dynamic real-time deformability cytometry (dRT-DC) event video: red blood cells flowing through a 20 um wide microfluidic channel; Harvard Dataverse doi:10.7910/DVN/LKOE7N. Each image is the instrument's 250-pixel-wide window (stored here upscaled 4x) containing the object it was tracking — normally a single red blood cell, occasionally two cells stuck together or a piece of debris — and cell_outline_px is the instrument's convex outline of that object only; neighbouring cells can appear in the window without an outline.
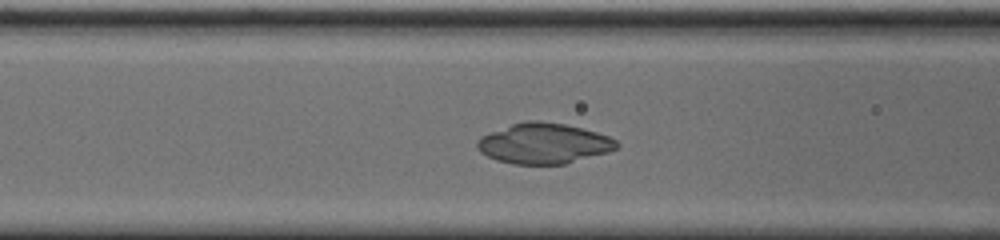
{"species": "common noctule bat (a hibernating species)", "species_latin": "Nyctalus noctula", "temperature_condition": "cold", "stored_images_in_passage": 32, "camera_frame_rate_fps": 3000, "um_per_image_px": 0.085, "animal": {"sex": "male", "body_mass_g": 20.0, "forearm_length_mm": 53.3}, "frame": {"image": 1, "passage_image": 6, "time_ms": 1.667, "image_size_px": [1000, 240], "cell_outline_px": [[620, 144], [616, 148], [608, 152], [564, 164], [512, 164], [496, 160], [480, 152], [476, 148], [476, 144], [480, 136], [512, 124], [524, 120], [536, 120], [564, 124], [596, 132], [608, 136], [616, 140]], "centroid_in_image_um": [46.19, 12.19], "position_along_channel_um": 120.4, "area_um2": 32.77}}
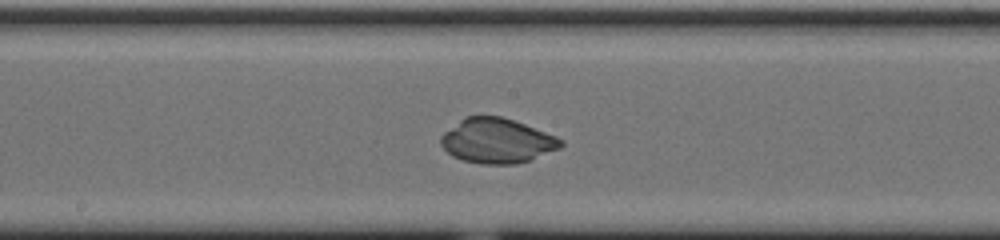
{"frame": {"image": 2, "passage_image": 13, "time_ms": 4.0, "image_size_px": [1000, 240], "cell_outline_px": [[564, 144], [560, 148], [532, 160], [516, 164], [480, 164], [464, 160], [452, 156], [440, 144], [440, 136], [444, 132], [464, 116], [500, 116], [524, 124], [556, 136], [564, 140]], "centroid_in_image_um": [42.25, 11.98], "position_along_channel_um": 206.0, "area_um2": 31.39}}
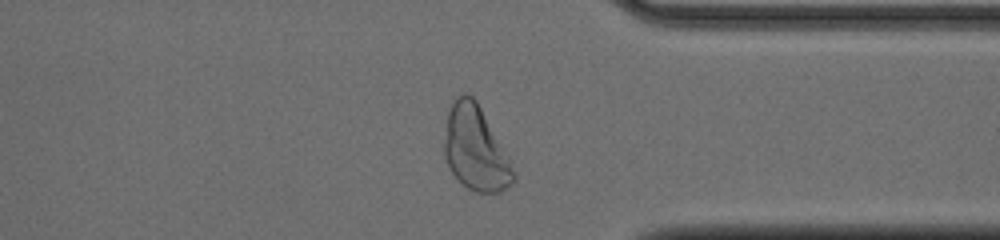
{"frame": {"image": 3, "passage_image": 27, "time_ms": 8.667, "image_size_px": [1000, 240], "cell_outline_px": [[516, 180], [512, 184], [500, 192], [476, 192], [468, 188], [452, 172], [444, 156], [444, 140], [448, 112], [452, 104], [464, 92], [468, 92], [476, 100], [508, 156], [516, 176]], "centroid_in_image_um": [40.43, 12.64], "position_along_channel_um": 371.0, "area_um2": 33.47}}